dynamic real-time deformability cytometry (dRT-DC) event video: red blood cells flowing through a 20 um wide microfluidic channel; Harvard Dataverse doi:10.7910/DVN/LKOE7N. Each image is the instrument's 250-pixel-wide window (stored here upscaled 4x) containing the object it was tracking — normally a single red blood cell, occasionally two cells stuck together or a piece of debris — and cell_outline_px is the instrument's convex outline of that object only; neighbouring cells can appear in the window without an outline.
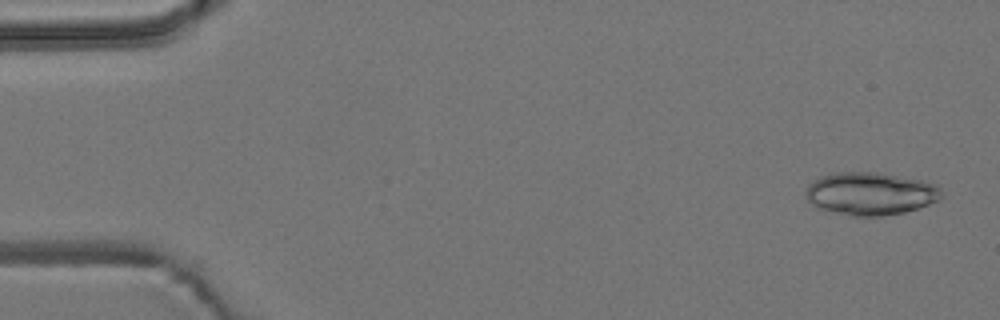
{"species": "common noctule bat (a hibernating species)", "species_latin": "Nyctalus noctula", "temperature_condition": "room temperature", "stored_images_in_passage": 16, "camera_frame_rate_fps": 3000, "um_per_image_px": 0.085, "animal": {"sex": "male", "body_mass_g": 19.2, "forearm_length_mm": 51.8}, "frame": {"image": 1, "passage_image": 2, "time_ms": 0.333, "image_size_px": [1000, 320], "cell_outline_px": [[944, 196], [940, 200], [904, 212], [880, 216], [852, 216], [820, 208], [812, 204], [804, 196], [804, 192], [808, 184], [812, 180], [820, 176], [836, 172], [876, 172], [920, 180], [936, 184], [940, 188]], "centroid_in_image_um": [73.97, 16.45], "position_along_channel_um": 11.0, "area_um2": 33.87}}